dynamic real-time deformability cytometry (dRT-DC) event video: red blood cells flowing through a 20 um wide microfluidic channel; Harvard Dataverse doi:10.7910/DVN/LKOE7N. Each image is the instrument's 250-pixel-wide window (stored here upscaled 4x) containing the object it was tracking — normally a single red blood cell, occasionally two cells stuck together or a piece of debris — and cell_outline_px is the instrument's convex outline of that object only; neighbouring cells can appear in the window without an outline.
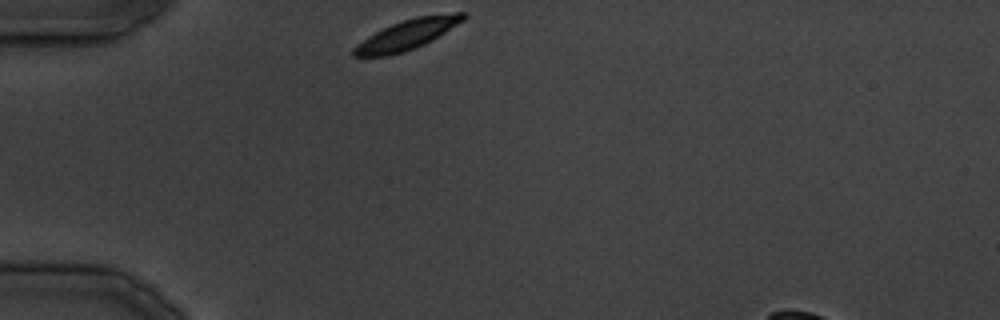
{"species": "common noctule bat (a hibernating species)", "species_latin": "Nyctalus noctula", "temperature_condition": "cold", "stored_images_in_passage": 23, "camera_frame_rate_fps": 3000, "um_per_image_px": 0.085, "animal": {"sex": "male", "body_mass_g": 19.5, "forearm_length_mm": 54.6}, "frame": {"image": 1, "passage_image": 1, "time_ms": 0.0, "image_size_px": [1000, 320], "cell_outline_px": [[468, 16], [464, 20], [432, 40], [416, 48], [404, 52], [388, 56], [352, 56], [352, 48], [368, 36], [392, 24], [416, 16], [456, 12], [464, 12]], "centroid_in_image_um": [34.62, 2.94], "position_along_channel_um": 50.4, "area_um2": 19.02}}
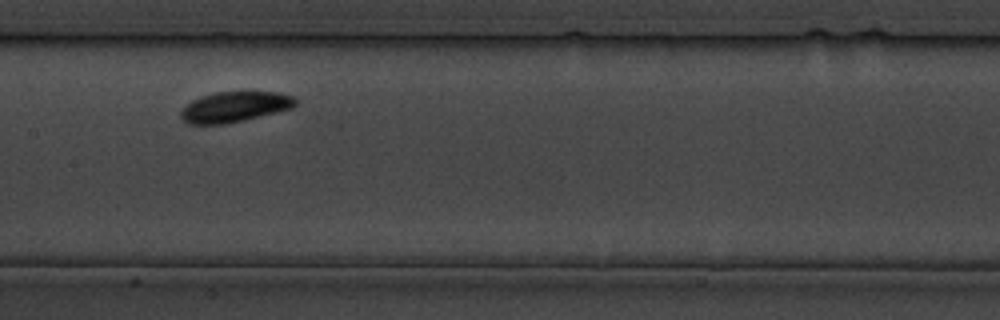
{"frame": {"image": 2, "passage_image": 10, "time_ms": 11.0, "image_size_px": [1000, 320], "cell_outline_px": [[296, 104], [292, 108], [276, 112], [224, 124], [188, 124], [180, 116], [180, 112], [192, 100], [216, 92], [280, 92], [292, 96], [296, 100]], "centroid_in_image_um": [19.95, 9.08], "position_along_channel_um": 187.5, "area_um2": 19.94}}
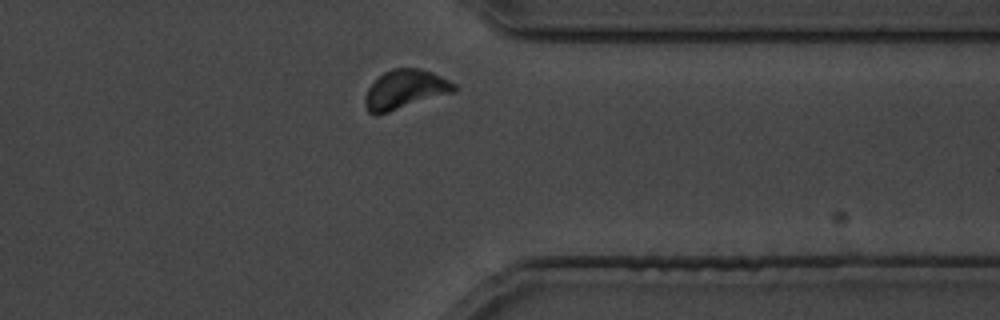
{"frame": {"image": 3, "passage_image": 21, "time_ms": 24.333, "image_size_px": [1000, 320], "cell_outline_px": [[456, 88], [452, 92], [376, 116], [368, 112], [364, 104], [364, 96], [368, 88], [384, 72], [392, 68], [420, 68], [432, 72], [456, 84]], "centroid_in_image_um": [34.38, 7.61], "position_along_channel_um": 377.0, "area_um2": 20.11}}